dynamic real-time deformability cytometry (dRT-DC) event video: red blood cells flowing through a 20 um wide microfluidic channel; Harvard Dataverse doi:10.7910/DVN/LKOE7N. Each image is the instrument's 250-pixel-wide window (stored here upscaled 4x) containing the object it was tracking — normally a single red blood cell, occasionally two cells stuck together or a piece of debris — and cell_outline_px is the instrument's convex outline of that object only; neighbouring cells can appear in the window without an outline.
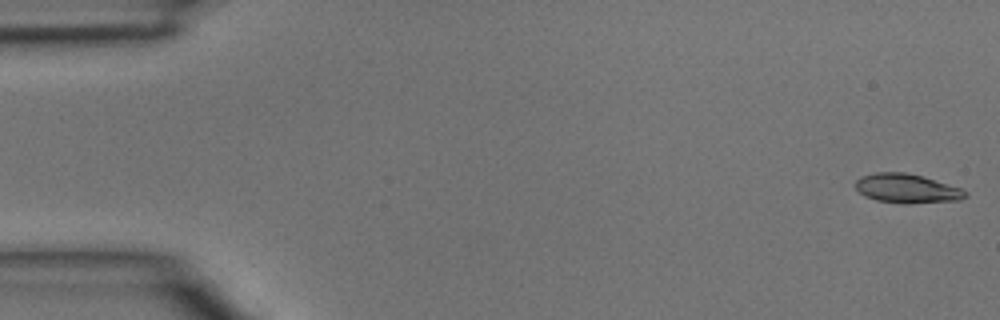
{"species": "common noctule bat (a hibernating species)", "species_latin": "Nyctalus noctula", "temperature_condition": "room temperature", "stored_images_in_passage": 45, "camera_frame_rate_fps": 3000, "um_per_image_px": 0.085, "animal": {"sex": "male", "body_mass_g": 15.6}, "frame": {"image": 1, "passage_image": 1, "time_ms": 0.0, "image_size_px": [1000, 320], "cell_outline_px": [[968, 196], [960, 200], [912, 204], [908, 204], [876, 200], [864, 196], [856, 188], [856, 180], [864, 176], [876, 172], [904, 172], [924, 176], [960, 188], [968, 192]], "centroid_in_image_um": [77.12, 16.03], "position_along_channel_um": 7.9, "area_um2": 18.73}}
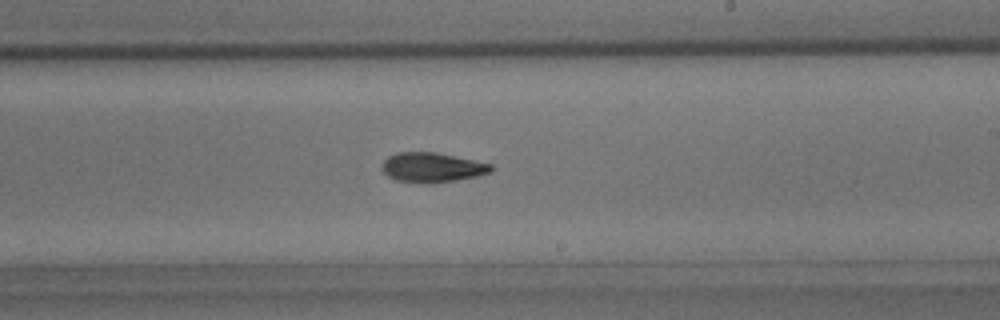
{"frame": {"image": 2, "passage_image": 26, "time_ms": 8.333, "image_size_px": [1000, 320], "cell_outline_px": [[496, 168], [492, 172], [476, 176], [428, 184], [424, 184], [396, 180], [388, 176], [380, 168], [384, 160], [388, 156], [396, 152], [436, 152], [492, 164]], "centroid_in_image_um": [36.72, 14.23], "position_along_channel_um": 252.3, "area_um2": 18.96}}
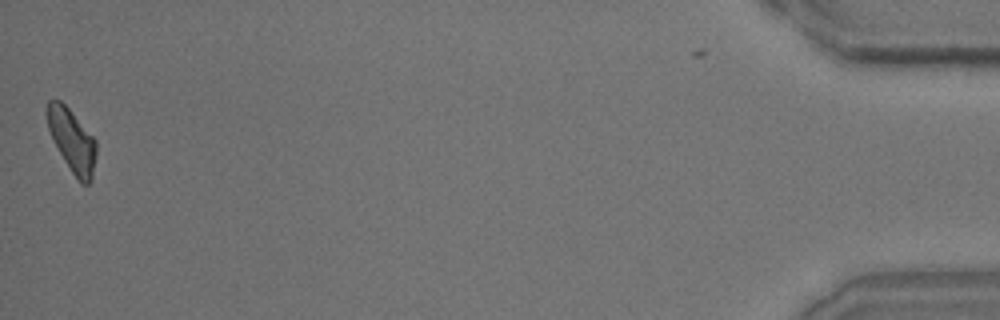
{"frame": {"image": 3, "passage_image": 44, "time_ms": 14.333, "image_size_px": [1000, 320], "cell_outline_px": [[96, 156], [92, 180], [88, 184], [80, 184], [64, 160], [48, 128], [44, 112], [44, 108], [48, 100], [60, 100], [68, 108], [96, 140]], "centroid_in_image_um": [6.11, 11.93], "position_along_channel_um": 429.1, "area_um2": 17.98}}